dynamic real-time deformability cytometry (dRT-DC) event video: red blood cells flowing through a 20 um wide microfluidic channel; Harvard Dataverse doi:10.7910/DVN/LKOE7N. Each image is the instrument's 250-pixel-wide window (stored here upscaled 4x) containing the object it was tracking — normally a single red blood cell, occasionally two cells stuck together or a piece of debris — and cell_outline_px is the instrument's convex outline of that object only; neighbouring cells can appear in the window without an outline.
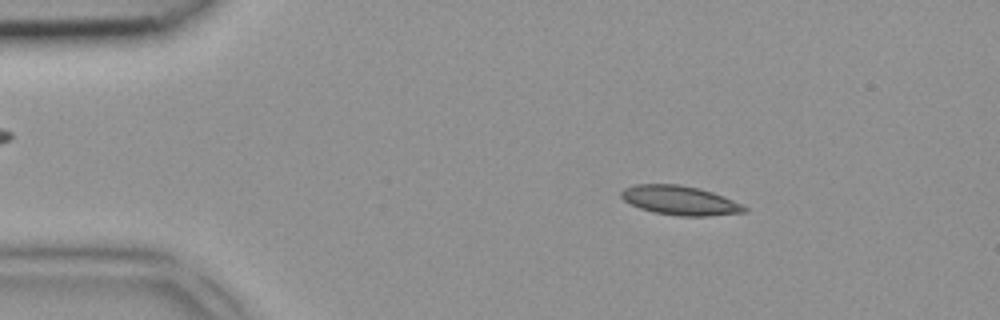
{"species": "common noctule bat (a hibernating species)", "species_latin": "Nyctalus noctula", "temperature_condition": "room temperature", "stored_images_in_passage": 5, "camera_frame_rate_fps": 3000, "um_per_image_px": 0.085, "animal": {"sex": "female", "body_mass_g": 18.4}, "frame": {"image": 1, "passage_image": 2, "time_ms": 0.333, "image_size_px": [1000, 320], "cell_outline_px": [[748, 208], [744, 212], [708, 216], [680, 216], [652, 212], [640, 208], [624, 200], [620, 196], [620, 192], [624, 188], [636, 184], [680, 184], [712, 192], [724, 196], [744, 204]], "centroid_in_image_um": [57.8, 17.03], "position_along_channel_um": 27.2, "area_um2": 20.98}}
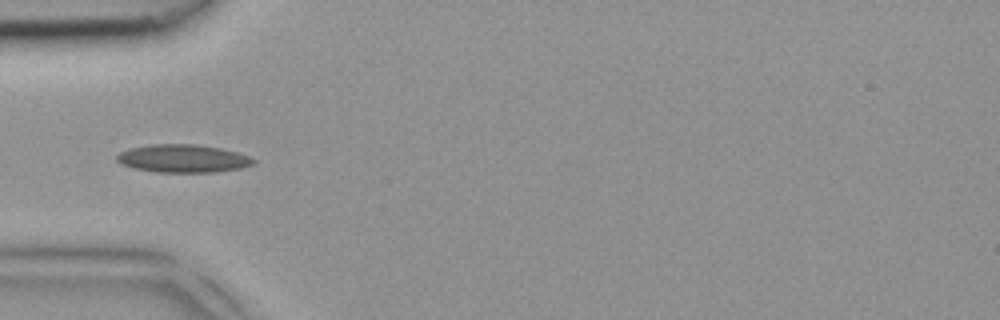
{"frame": {"image": 2, "passage_image": 4, "time_ms": 1.0, "image_size_px": [1000, 320], "cell_outline_px": [[256, 164], [240, 168], [216, 172], [156, 172], [132, 168], [120, 164], [116, 160], [116, 156], [120, 152], [132, 148], [152, 144], [196, 144], [220, 148], [236, 152], [248, 156], [256, 160]], "centroid_in_image_um": [15.55, 13.48], "position_along_channel_um": 69.5, "area_um2": 22.31}}